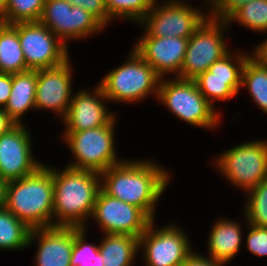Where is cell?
<instances>
[{"mask_svg": "<svg viewBox=\"0 0 267 266\" xmlns=\"http://www.w3.org/2000/svg\"><path fill=\"white\" fill-rule=\"evenodd\" d=\"M171 172L155 159L126 157L100 173L101 189L140 208L151 220H156V206L173 179Z\"/></svg>", "mask_w": 267, "mask_h": 266, "instance_id": "cell-1", "label": "cell"}, {"mask_svg": "<svg viewBox=\"0 0 267 266\" xmlns=\"http://www.w3.org/2000/svg\"><path fill=\"white\" fill-rule=\"evenodd\" d=\"M53 187V226L85 228L101 189L100 173L53 166Z\"/></svg>", "mask_w": 267, "mask_h": 266, "instance_id": "cell-2", "label": "cell"}, {"mask_svg": "<svg viewBox=\"0 0 267 266\" xmlns=\"http://www.w3.org/2000/svg\"><path fill=\"white\" fill-rule=\"evenodd\" d=\"M53 166L41 165L33 174L8 181L4 208L30 229L53 227Z\"/></svg>", "mask_w": 267, "mask_h": 266, "instance_id": "cell-3", "label": "cell"}, {"mask_svg": "<svg viewBox=\"0 0 267 266\" xmlns=\"http://www.w3.org/2000/svg\"><path fill=\"white\" fill-rule=\"evenodd\" d=\"M125 59L99 80L105 97L115 105L140 104L150 96L157 100L161 77L134 49Z\"/></svg>", "mask_w": 267, "mask_h": 266, "instance_id": "cell-4", "label": "cell"}, {"mask_svg": "<svg viewBox=\"0 0 267 266\" xmlns=\"http://www.w3.org/2000/svg\"><path fill=\"white\" fill-rule=\"evenodd\" d=\"M118 115L107 125L83 131H63L62 143L71 152L68 167L102 173L126 158L118 156ZM63 138V139H62Z\"/></svg>", "mask_w": 267, "mask_h": 266, "instance_id": "cell-5", "label": "cell"}, {"mask_svg": "<svg viewBox=\"0 0 267 266\" xmlns=\"http://www.w3.org/2000/svg\"><path fill=\"white\" fill-rule=\"evenodd\" d=\"M157 101L173 117L186 125L216 131L224 122L221 109L218 111L206 100L194 80L178 77L161 78Z\"/></svg>", "mask_w": 267, "mask_h": 266, "instance_id": "cell-6", "label": "cell"}, {"mask_svg": "<svg viewBox=\"0 0 267 266\" xmlns=\"http://www.w3.org/2000/svg\"><path fill=\"white\" fill-rule=\"evenodd\" d=\"M217 155V156H216ZM211 157L216 174L234 186L248 192L267 179V139L246 140ZM230 183V184H229Z\"/></svg>", "mask_w": 267, "mask_h": 266, "instance_id": "cell-7", "label": "cell"}, {"mask_svg": "<svg viewBox=\"0 0 267 266\" xmlns=\"http://www.w3.org/2000/svg\"><path fill=\"white\" fill-rule=\"evenodd\" d=\"M202 2L200 7L188 0L154 1L137 25L143 28L139 36L189 38L209 16V0Z\"/></svg>", "mask_w": 267, "mask_h": 266, "instance_id": "cell-8", "label": "cell"}, {"mask_svg": "<svg viewBox=\"0 0 267 266\" xmlns=\"http://www.w3.org/2000/svg\"><path fill=\"white\" fill-rule=\"evenodd\" d=\"M152 220L139 238L143 266H181L196 250L184 226L174 222L157 226Z\"/></svg>", "mask_w": 267, "mask_h": 266, "instance_id": "cell-9", "label": "cell"}, {"mask_svg": "<svg viewBox=\"0 0 267 266\" xmlns=\"http://www.w3.org/2000/svg\"><path fill=\"white\" fill-rule=\"evenodd\" d=\"M229 31L227 21L208 16L188 38L178 78L194 80L226 55L232 49L227 46Z\"/></svg>", "mask_w": 267, "mask_h": 266, "instance_id": "cell-10", "label": "cell"}, {"mask_svg": "<svg viewBox=\"0 0 267 266\" xmlns=\"http://www.w3.org/2000/svg\"><path fill=\"white\" fill-rule=\"evenodd\" d=\"M240 49L234 47L220 60L215 61L207 71L194 79L199 91L218 111L217 102L226 103L239 95L244 65L257 50L256 47L247 52Z\"/></svg>", "mask_w": 267, "mask_h": 266, "instance_id": "cell-11", "label": "cell"}, {"mask_svg": "<svg viewBox=\"0 0 267 266\" xmlns=\"http://www.w3.org/2000/svg\"><path fill=\"white\" fill-rule=\"evenodd\" d=\"M39 22L49 28L69 49L70 42L87 40L106 28L88 11L66 0H45Z\"/></svg>", "mask_w": 267, "mask_h": 266, "instance_id": "cell-12", "label": "cell"}, {"mask_svg": "<svg viewBox=\"0 0 267 266\" xmlns=\"http://www.w3.org/2000/svg\"><path fill=\"white\" fill-rule=\"evenodd\" d=\"M12 26L18 32L28 70L53 68L71 57L70 49L41 22H21Z\"/></svg>", "mask_w": 267, "mask_h": 266, "instance_id": "cell-13", "label": "cell"}, {"mask_svg": "<svg viewBox=\"0 0 267 266\" xmlns=\"http://www.w3.org/2000/svg\"><path fill=\"white\" fill-rule=\"evenodd\" d=\"M93 220V221H92ZM152 220L138 207L106 194L100 189L86 230L94 223L101 234L140 238Z\"/></svg>", "mask_w": 267, "mask_h": 266, "instance_id": "cell-14", "label": "cell"}, {"mask_svg": "<svg viewBox=\"0 0 267 266\" xmlns=\"http://www.w3.org/2000/svg\"><path fill=\"white\" fill-rule=\"evenodd\" d=\"M26 125L16 124L0 135V177L6 182L31 175L44 164L34 157L33 136Z\"/></svg>", "mask_w": 267, "mask_h": 266, "instance_id": "cell-15", "label": "cell"}, {"mask_svg": "<svg viewBox=\"0 0 267 266\" xmlns=\"http://www.w3.org/2000/svg\"><path fill=\"white\" fill-rule=\"evenodd\" d=\"M71 61L70 57L59 66L37 70L35 108L52 112L59 122L65 117L75 91Z\"/></svg>", "mask_w": 267, "mask_h": 266, "instance_id": "cell-16", "label": "cell"}, {"mask_svg": "<svg viewBox=\"0 0 267 266\" xmlns=\"http://www.w3.org/2000/svg\"><path fill=\"white\" fill-rule=\"evenodd\" d=\"M82 87L74 91L68 111L60 121L62 131H83L109 124L119 112H115L108 104L102 88L96 83L95 87Z\"/></svg>", "mask_w": 267, "mask_h": 266, "instance_id": "cell-17", "label": "cell"}, {"mask_svg": "<svg viewBox=\"0 0 267 266\" xmlns=\"http://www.w3.org/2000/svg\"><path fill=\"white\" fill-rule=\"evenodd\" d=\"M188 38L139 36L133 49L161 77H178L184 61Z\"/></svg>", "mask_w": 267, "mask_h": 266, "instance_id": "cell-18", "label": "cell"}, {"mask_svg": "<svg viewBox=\"0 0 267 266\" xmlns=\"http://www.w3.org/2000/svg\"><path fill=\"white\" fill-rule=\"evenodd\" d=\"M75 227L53 226L31 229L28 247H36L33 266H71Z\"/></svg>", "mask_w": 267, "mask_h": 266, "instance_id": "cell-19", "label": "cell"}, {"mask_svg": "<svg viewBox=\"0 0 267 266\" xmlns=\"http://www.w3.org/2000/svg\"><path fill=\"white\" fill-rule=\"evenodd\" d=\"M241 214V220L238 218L236 220L235 218L229 219L225 216L217 217L208 233L205 256L215 261L228 263L229 265L236 259L238 253L243 250L241 249L244 241L243 230L248 225L244 214ZM242 220L243 222H241Z\"/></svg>", "mask_w": 267, "mask_h": 266, "instance_id": "cell-20", "label": "cell"}, {"mask_svg": "<svg viewBox=\"0 0 267 266\" xmlns=\"http://www.w3.org/2000/svg\"><path fill=\"white\" fill-rule=\"evenodd\" d=\"M37 83V70H27L12 74V88L10 97L3 110L16 124L23 122L27 113L35 110V94Z\"/></svg>", "mask_w": 267, "mask_h": 266, "instance_id": "cell-21", "label": "cell"}, {"mask_svg": "<svg viewBox=\"0 0 267 266\" xmlns=\"http://www.w3.org/2000/svg\"><path fill=\"white\" fill-rule=\"evenodd\" d=\"M242 88L247 90L255 107L267 115V59L258 50L246 60L240 92Z\"/></svg>", "mask_w": 267, "mask_h": 266, "instance_id": "cell-22", "label": "cell"}, {"mask_svg": "<svg viewBox=\"0 0 267 266\" xmlns=\"http://www.w3.org/2000/svg\"><path fill=\"white\" fill-rule=\"evenodd\" d=\"M99 251L103 266H134L139 255V238L130 235L103 234Z\"/></svg>", "mask_w": 267, "mask_h": 266, "instance_id": "cell-23", "label": "cell"}, {"mask_svg": "<svg viewBox=\"0 0 267 266\" xmlns=\"http://www.w3.org/2000/svg\"><path fill=\"white\" fill-rule=\"evenodd\" d=\"M27 70L17 30L0 22V73L15 74Z\"/></svg>", "mask_w": 267, "mask_h": 266, "instance_id": "cell-24", "label": "cell"}, {"mask_svg": "<svg viewBox=\"0 0 267 266\" xmlns=\"http://www.w3.org/2000/svg\"><path fill=\"white\" fill-rule=\"evenodd\" d=\"M31 229L5 208L0 209V250L27 249Z\"/></svg>", "mask_w": 267, "mask_h": 266, "instance_id": "cell-25", "label": "cell"}, {"mask_svg": "<svg viewBox=\"0 0 267 266\" xmlns=\"http://www.w3.org/2000/svg\"><path fill=\"white\" fill-rule=\"evenodd\" d=\"M229 29L237 23L248 31L267 35V0H252L238 8L227 20Z\"/></svg>", "mask_w": 267, "mask_h": 266, "instance_id": "cell-26", "label": "cell"}, {"mask_svg": "<svg viewBox=\"0 0 267 266\" xmlns=\"http://www.w3.org/2000/svg\"><path fill=\"white\" fill-rule=\"evenodd\" d=\"M154 0H105L111 24L115 20L138 25L151 10Z\"/></svg>", "mask_w": 267, "mask_h": 266, "instance_id": "cell-27", "label": "cell"}, {"mask_svg": "<svg viewBox=\"0 0 267 266\" xmlns=\"http://www.w3.org/2000/svg\"><path fill=\"white\" fill-rule=\"evenodd\" d=\"M243 212L248 224L267 227V179L244 193Z\"/></svg>", "mask_w": 267, "mask_h": 266, "instance_id": "cell-28", "label": "cell"}, {"mask_svg": "<svg viewBox=\"0 0 267 266\" xmlns=\"http://www.w3.org/2000/svg\"><path fill=\"white\" fill-rule=\"evenodd\" d=\"M45 0H9L5 10L0 14V21L4 24L21 22H38Z\"/></svg>", "mask_w": 267, "mask_h": 266, "instance_id": "cell-29", "label": "cell"}, {"mask_svg": "<svg viewBox=\"0 0 267 266\" xmlns=\"http://www.w3.org/2000/svg\"><path fill=\"white\" fill-rule=\"evenodd\" d=\"M87 234L89 233L85 228L75 227L71 266H103L99 242L89 243Z\"/></svg>", "mask_w": 267, "mask_h": 266, "instance_id": "cell-30", "label": "cell"}, {"mask_svg": "<svg viewBox=\"0 0 267 266\" xmlns=\"http://www.w3.org/2000/svg\"><path fill=\"white\" fill-rule=\"evenodd\" d=\"M244 242L246 249L255 257H267V227L254 226L248 224L246 227Z\"/></svg>", "mask_w": 267, "mask_h": 266, "instance_id": "cell-31", "label": "cell"}, {"mask_svg": "<svg viewBox=\"0 0 267 266\" xmlns=\"http://www.w3.org/2000/svg\"><path fill=\"white\" fill-rule=\"evenodd\" d=\"M72 6H79L92 14L105 28L111 24L105 0H66Z\"/></svg>", "mask_w": 267, "mask_h": 266, "instance_id": "cell-32", "label": "cell"}, {"mask_svg": "<svg viewBox=\"0 0 267 266\" xmlns=\"http://www.w3.org/2000/svg\"><path fill=\"white\" fill-rule=\"evenodd\" d=\"M252 0H209V16L227 20L238 8Z\"/></svg>", "mask_w": 267, "mask_h": 266, "instance_id": "cell-33", "label": "cell"}, {"mask_svg": "<svg viewBox=\"0 0 267 266\" xmlns=\"http://www.w3.org/2000/svg\"><path fill=\"white\" fill-rule=\"evenodd\" d=\"M228 263L212 260L195 250L181 266H227Z\"/></svg>", "mask_w": 267, "mask_h": 266, "instance_id": "cell-34", "label": "cell"}, {"mask_svg": "<svg viewBox=\"0 0 267 266\" xmlns=\"http://www.w3.org/2000/svg\"><path fill=\"white\" fill-rule=\"evenodd\" d=\"M12 88V74L0 73V108L8 102Z\"/></svg>", "mask_w": 267, "mask_h": 266, "instance_id": "cell-35", "label": "cell"}, {"mask_svg": "<svg viewBox=\"0 0 267 266\" xmlns=\"http://www.w3.org/2000/svg\"><path fill=\"white\" fill-rule=\"evenodd\" d=\"M15 125L16 123L10 118V116L0 108V135L8 132Z\"/></svg>", "mask_w": 267, "mask_h": 266, "instance_id": "cell-36", "label": "cell"}, {"mask_svg": "<svg viewBox=\"0 0 267 266\" xmlns=\"http://www.w3.org/2000/svg\"><path fill=\"white\" fill-rule=\"evenodd\" d=\"M254 47L267 59V37L259 41Z\"/></svg>", "mask_w": 267, "mask_h": 266, "instance_id": "cell-37", "label": "cell"}, {"mask_svg": "<svg viewBox=\"0 0 267 266\" xmlns=\"http://www.w3.org/2000/svg\"><path fill=\"white\" fill-rule=\"evenodd\" d=\"M6 181L0 177V209L4 208Z\"/></svg>", "mask_w": 267, "mask_h": 266, "instance_id": "cell-38", "label": "cell"}, {"mask_svg": "<svg viewBox=\"0 0 267 266\" xmlns=\"http://www.w3.org/2000/svg\"><path fill=\"white\" fill-rule=\"evenodd\" d=\"M9 0H0V14L5 10Z\"/></svg>", "mask_w": 267, "mask_h": 266, "instance_id": "cell-39", "label": "cell"}]
</instances>
